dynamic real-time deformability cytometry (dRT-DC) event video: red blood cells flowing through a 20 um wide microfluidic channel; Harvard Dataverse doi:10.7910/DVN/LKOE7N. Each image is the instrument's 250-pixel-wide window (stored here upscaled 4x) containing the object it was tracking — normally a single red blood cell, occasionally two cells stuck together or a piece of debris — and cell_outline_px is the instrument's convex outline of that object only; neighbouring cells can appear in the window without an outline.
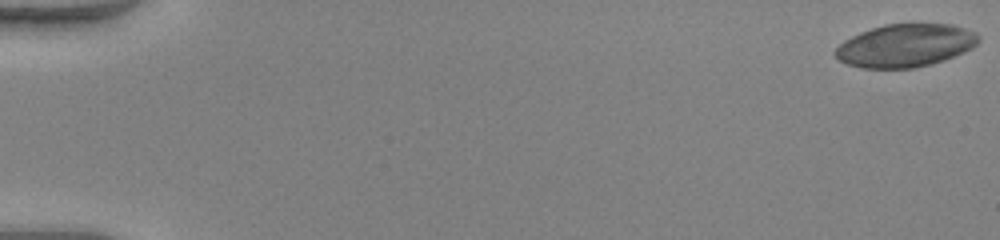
{"species": "human", "species_latin": "Homo sapiens", "temperature_condition": "warm", "stored_images_in_passage": 52, "camera_frame_rate_fps": 3000, "um_per_image_px": 0.085, "donor": {"sex": "female"}, "frame": {"image": 1, "passage_image": 1, "time_ms": 0.0, "image_size_px": [1000, 240], "cell_outline_px": [[980, 40], [972, 48], [964, 52], [944, 60], [932, 64], [912, 68], [860, 68], [848, 64], [840, 60], [832, 52], [844, 40], [860, 32], [884, 24], [952, 24], [976, 32], [980, 36]], "centroid_in_image_um": [76.96, 3.87], "position_along_channel_um": 8.0, "area_um2": 35.89}}
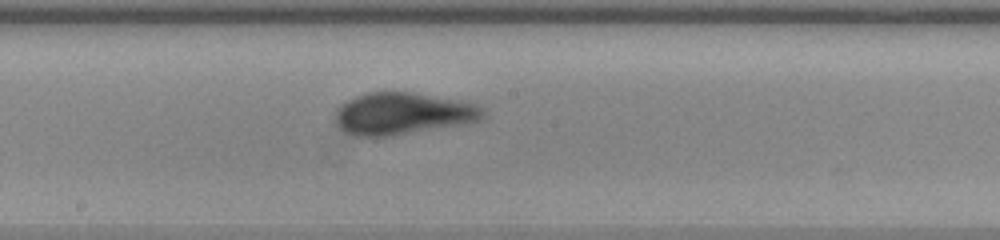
{"frame": {"image": 2, "passage_image": 30, "time_ms": 9.667, "image_size_px": [1000, 240], "cell_outline_px": [[488, 116], [480, 120], [468, 124], [392, 136], [356, 136], [348, 132], [336, 120], [336, 112], [340, 104], [356, 96], [368, 92], [412, 92], [468, 100], [480, 104], [484, 108]], "centroid_in_image_um": [34.41, 9.64], "position_along_channel_um": 213.8, "area_um2": 36.76}}
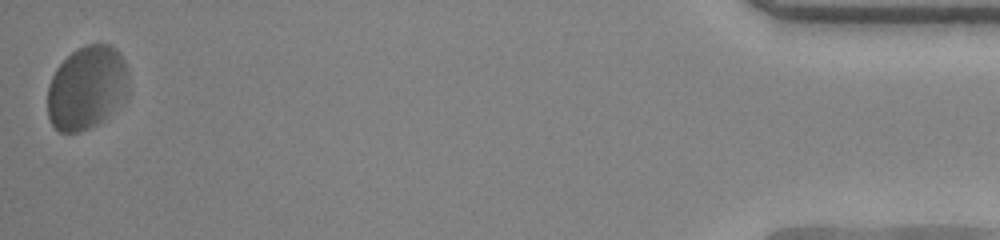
{"frame": {"image": 3, "passage_image": 52, "time_ms": 17.0, "image_size_px": [1000, 240], "cell_outline_px": [[128, 100], [108, 116], [96, 124], [80, 132], [60, 132], [52, 124], [48, 116], [48, 84], [56, 68], [72, 52], [88, 44], [112, 44], [120, 52], [128, 68]], "centroid_in_image_um": [7.43, 7.45], "position_along_channel_um": 427.8, "area_um2": 40.0}, "authors_computed_cell_mechanics": {"area_um2": 35.9805, "velocity_mm_per_s": 4.0396, "shape_relaxation_time_tau1_ms": 2.4687, "shape_relaxation_time_tau2_ms": 1.178, "deformation_change_tau1": 0.0794, "deformation_change_tau2": 0.0822}}